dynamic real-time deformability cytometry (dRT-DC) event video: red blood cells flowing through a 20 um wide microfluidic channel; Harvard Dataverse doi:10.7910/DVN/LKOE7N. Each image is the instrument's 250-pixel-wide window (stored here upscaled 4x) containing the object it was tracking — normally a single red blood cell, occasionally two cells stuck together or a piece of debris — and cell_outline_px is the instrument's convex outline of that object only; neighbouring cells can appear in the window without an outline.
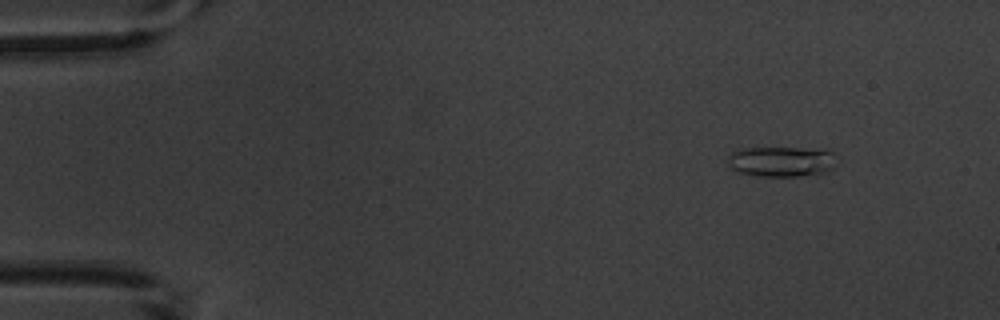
{"species": "common noctule bat (a hibernating species)", "species_latin": "Nyctalus noctula", "temperature_condition": "warm", "stored_images_in_passage": 5, "camera_frame_rate_fps": 3000, "um_per_image_px": 0.085, "animal": {"sex": "male", "body_mass_g": 20.1, "forearm_length_mm": 53.5}, "frame": {"image": 1, "passage_image": 2, "time_ms": 2.0, "image_size_px": [1000, 320], "cell_outline_px": [[840, 160], [832, 168], [820, 176], [756, 176], [736, 172], [728, 164], [728, 156], [732, 152], [740, 148], [824, 148], [836, 152]], "centroid_in_image_um": [66.55, 13.73], "position_along_channel_um": 18.4, "area_um2": 20.17}}